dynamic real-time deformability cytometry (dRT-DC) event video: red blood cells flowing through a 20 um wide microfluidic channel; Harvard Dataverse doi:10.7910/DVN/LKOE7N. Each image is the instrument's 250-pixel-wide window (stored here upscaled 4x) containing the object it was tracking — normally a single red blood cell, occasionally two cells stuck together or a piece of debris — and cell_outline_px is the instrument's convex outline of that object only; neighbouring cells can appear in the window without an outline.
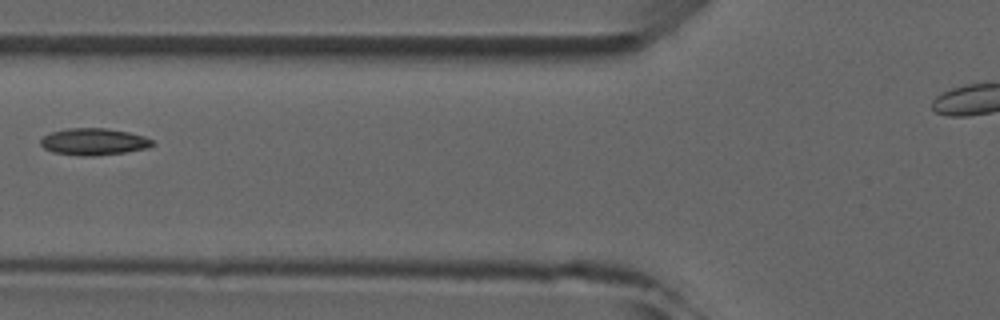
{"species": "common noctule bat (a hibernating species)", "species_latin": "Nyctalus noctula", "temperature_condition": "room temperature", "stored_images_in_passage": 3, "camera_frame_rate_fps": 3000, "um_per_image_px": 0.085, "animal": {"sex": "male", "forearm_length_mm": 52.5}, "frame": {"image": 1, "passage_image": 3, "time_ms": 2.333, "image_size_px": [1000, 320], "cell_outline_px": [[156, 144], [148, 148], [124, 152], [96, 156], [80, 156], [52, 152], [44, 148], [40, 144], [40, 140], [44, 136], [52, 132], [68, 128], [104, 128], [128, 132], [144, 136], [152, 140]], "centroid_in_image_um": [7.97, 12.05], "position_along_channel_um": 117.8, "area_um2": 17.51}}